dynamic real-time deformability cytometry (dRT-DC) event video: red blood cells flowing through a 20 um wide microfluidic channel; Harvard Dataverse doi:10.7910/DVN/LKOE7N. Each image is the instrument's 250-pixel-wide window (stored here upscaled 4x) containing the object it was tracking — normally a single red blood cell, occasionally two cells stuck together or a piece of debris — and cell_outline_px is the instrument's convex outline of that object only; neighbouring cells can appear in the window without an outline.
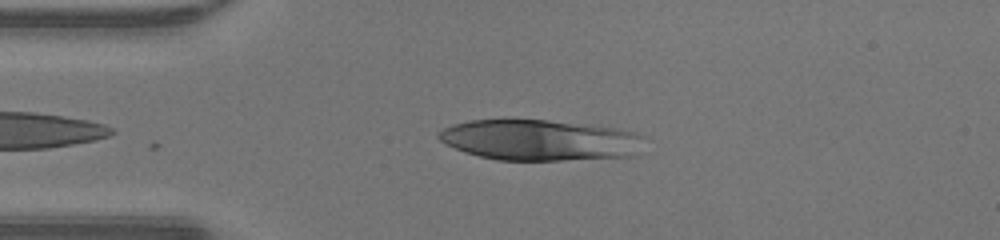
{"species": "human", "species_latin": "Homo sapiens", "temperature_condition": "warm", "stored_images_in_passage": 37, "camera_frame_rate_fps": 3000, "um_per_image_px": 0.085, "donor": {"sex": "male"}, "frame": {"image": 1, "passage_image": 5, "time_ms": 1.333, "image_size_px": [1000, 240], "cell_outline_px": [[644, 136], [636, 156], [560, 160], [496, 160], [464, 152], [440, 140], [436, 136], [436, 132], [452, 124], [468, 120], [548, 120], [616, 128], [636, 132]], "centroid_in_image_um": [45.87, 11.9], "position_along_channel_um": 39.1, "area_um2": 48.84}}
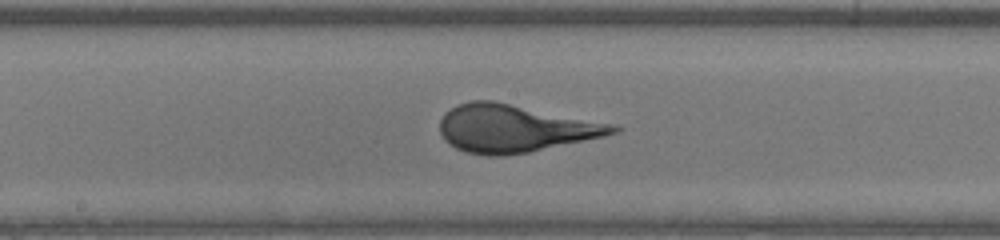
{"frame": {"image": 2, "passage_image": 18, "time_ms": 5.667, "image_size_px": [1000, 240], "cell_outline_px": [[620, 132], [604, 136], [528, 152], [504, 156], [488, 156], [464, 152], [456, 148], [444, 140], [440, 132], [440, 120], [444, 112], [456, 104], [468, 100], [492, 100], [612, 124], [620, 128]], "centroid_in_image_um": [43.67, 10.91], "position_along_channel_um": 204.5, "area_um2": 47.8}}
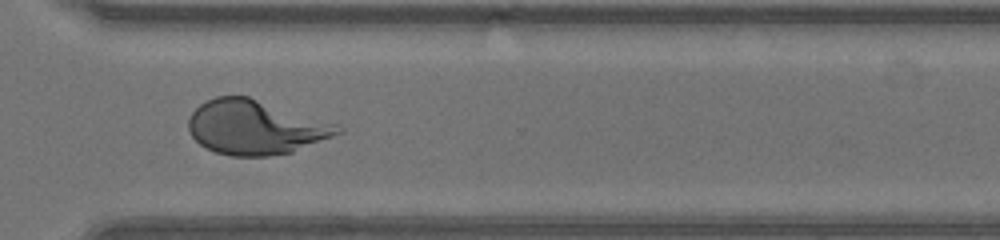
{"frame": {"image": 3, "passage_image": 28, "time_ms": 9.0, "image_size_px": [1000, 240], "cell_outline_px": [[344, 132], [292, 152], [268, 156], [232, 156], [216, 152], [200, 144], [192, 136], [188, 128], [188, 116], [200, 104], [216, 96], [248, 96], [336, 124], [344, 128]], "centroid_in_image_um": [21.7, 10.82], "position_along_channel_um": 348.9, "area_um2": 46.93}}